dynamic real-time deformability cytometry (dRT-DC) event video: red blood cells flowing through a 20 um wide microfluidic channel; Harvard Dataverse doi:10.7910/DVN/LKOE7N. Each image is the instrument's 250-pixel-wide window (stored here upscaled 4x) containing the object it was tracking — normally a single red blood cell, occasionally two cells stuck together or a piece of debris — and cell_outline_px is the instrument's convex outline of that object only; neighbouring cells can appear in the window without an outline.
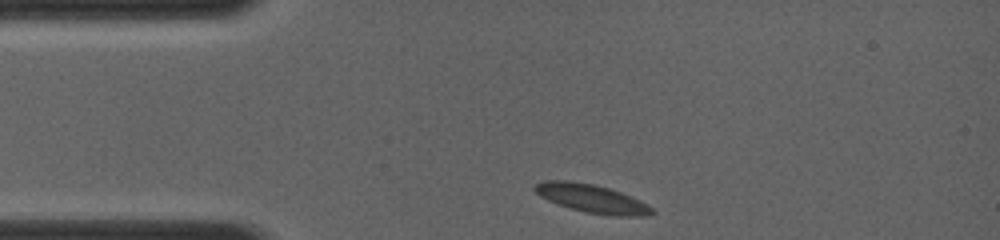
{"species": "common noctule bat (a hibernating species)", "species_latin": "Nyctalus noctula", "temperature_condition": "room temperature", "stored_images_in_passage": 9, "camera_frame_rate_fps": 4000, "um_per_image_px": 0.085, "animal": {"sex": "female", "body_mass_g": 19.0, "forearm_length_mm": 56.7}, "frame": {"image": 1, "passage_image": 1, "time_ms": 0.0, "image_size_px": [1000, 240], "cell_outline_px": [[652, 212], [636, 216], [616, 216], [588, 212], [572, 208], [548, 200], [540, 196], [532, 188], [536, 184], [552, 180], [560, 180], [592, 184], [608, 188], [628, 196], [652, 208]], "centroid_in_image_um": [50.22, 16.87], "position_along_channel_um": 34.8, "area_um2": 18.26}}
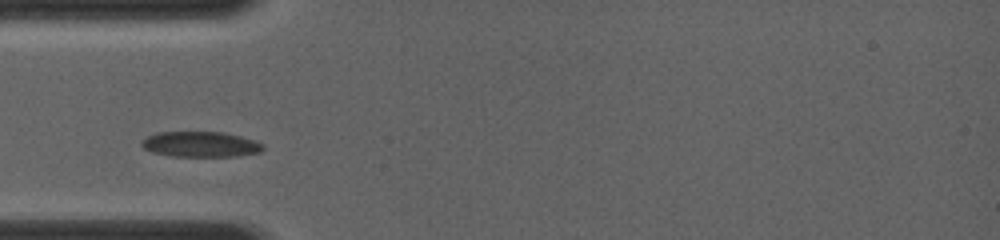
{"frame": {"image": 2, "passage_image": 6, "time_ms": 1.5, "image_size_px": [1000, 240], "cell_outline_px": [[264, 148], [260, 152], [232, 156], [172, 156], [152, 152], [144, 148], [140, 144], [148, 136], [160, 132], [220, 132], [240, 136], [252, 140], [260, 144]], "centroid_in_image_um": [17.01, 12.26], "position_along_channel_um": 68.0, "area_um2": 17.57}}
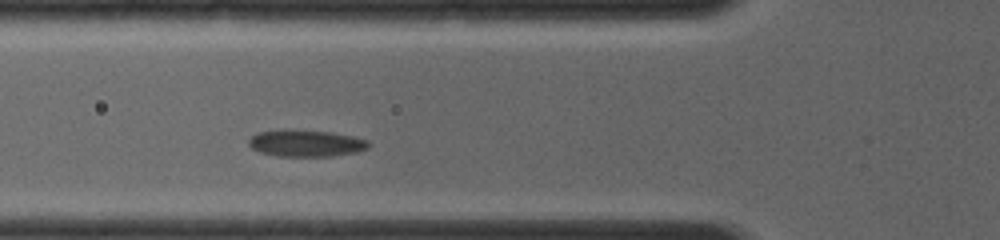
{"frame": {"image": 3, "passage_image": 9, "time_ms": 2.25, "image_size_px": [1000, 240], "cell_outline_px": [[368, 144], [364, 148], [352, 152], [332, 156], [280, 156], [260, 152], [252, 148], [248, 144], [248, 140], [252, 136], [260, 132], [328, 132], [348, 136], [364, 140]], "centroid_in_image_um": [25.93, 12.22], "position_along_channel_um": 99.9, "area_um2": 17.22}}